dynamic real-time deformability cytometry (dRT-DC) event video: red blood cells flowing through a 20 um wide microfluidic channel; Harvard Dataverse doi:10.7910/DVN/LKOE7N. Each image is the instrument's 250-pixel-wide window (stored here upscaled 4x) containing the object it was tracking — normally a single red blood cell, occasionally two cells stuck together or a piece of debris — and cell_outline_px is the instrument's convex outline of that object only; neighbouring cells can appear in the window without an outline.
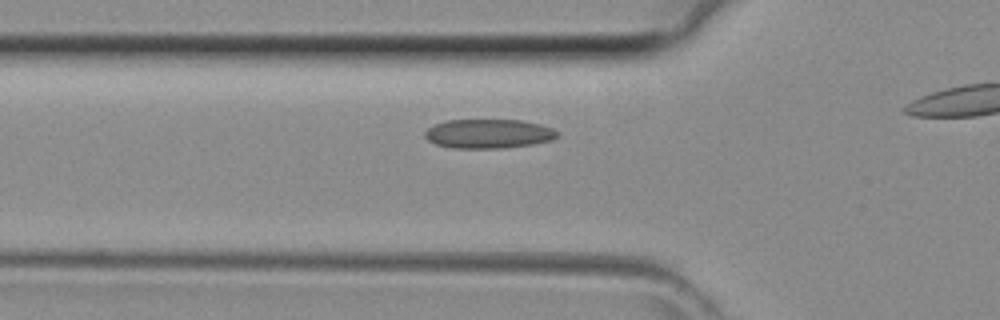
{"species": "common noctule bat (a hibernating species)", "species_latin": "Nyctalus noctula", "temperature_condition": "room temperature", "stored_images_in_passage": 9, "camera_frame_rate_fps": 3000, "um_per_image_px": 0.085, "animal": {"sex": "female", "body_mass_g": 29.2, "forearm_length_mm": 56.3}, "frame": {"image": 1, "passage_image": 2, "time_ms": 0.333, "image_size_px": [1000, 320], "cell_outline_px": [[560, 136], [552, 140], [532, 144], [504, 148], [452, 148], [436, 144], [428, 140], [424, 136], [424, 132], [428, 128], [444, 120], [520, 120], [540, 124], [552, 128], [560, 132]], "centroid_in_image_um": [41.54, 11.36], "position_along_channel_um": 84.3, "area_um2": 22.66}}
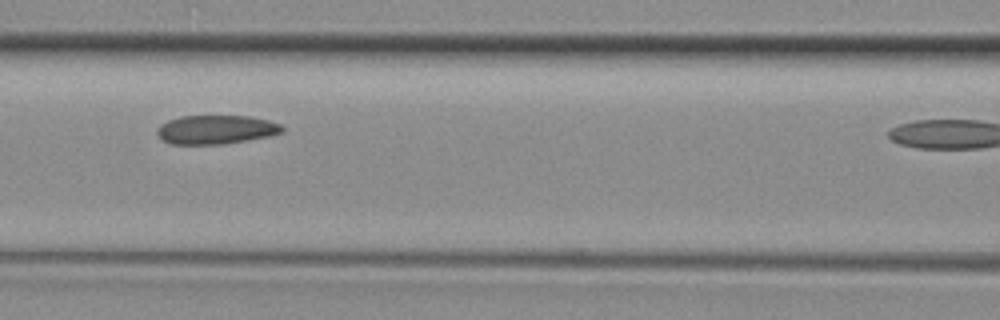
{"frame": {"image": 2, "passage_image": 6, "time_ms": 1.667, "image_size_px": [1000, 320], "cell_outline_px": [[284, 132], [268, 136], [248, 140], [220, 144], [172, 144], [164, 140], [156, 132], [156, 128], [160, 124], [168, 120], [180, 116], [248, 116], [268, 120], [280, 124], [284, 128]], "centroid_in_image_um": [18.36, 11.01], "position_along_channel_um": 148.2, "area_um2": 20.98}}
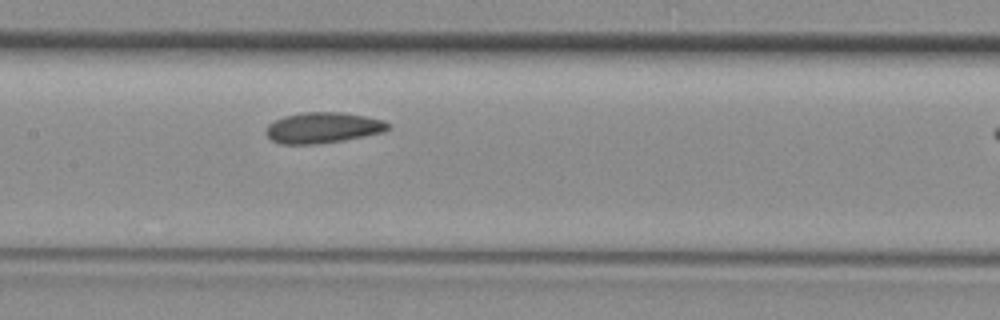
{"frame": {"image": 3, "passage_image": 8, "time_ms": 2.333, "image_size_px": [1000, 320], "cell_outline_px": [[392, 124], [384, 132], [344, 140], [316, 144], [284, 144], [272, 140], [264, 132], [268, 124], [284, 116], [304, 112], [340, 112], [364, 116], [384, 120]], "centroid_in_image_um": [27.46, 10.85], "position_along_channel_um": 179.9, "area_um2": 21.85}}